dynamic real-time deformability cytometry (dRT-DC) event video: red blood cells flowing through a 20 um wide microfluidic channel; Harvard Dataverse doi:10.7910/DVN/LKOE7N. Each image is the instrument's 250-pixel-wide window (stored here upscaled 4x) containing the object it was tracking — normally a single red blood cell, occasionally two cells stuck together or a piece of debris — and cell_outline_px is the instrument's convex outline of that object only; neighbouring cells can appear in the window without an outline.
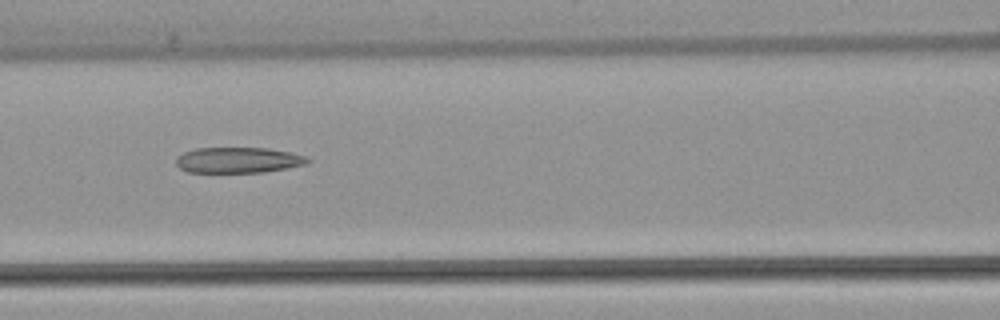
{"species": "common noctule bat (a hibernating species)", "species_latin": "Nyctalus noctula", "temperature_condition": "warm", "stored_images_in_passage": 6, "camera_frame_rate_fps": 3000, "um_per_image_px": 0.085, "animal": {"sex": "female", "body_mass_g": 22.7, "forearm_length_mm": 54.2}, "frame": {"image": 1, "passage_image": 4, "time_ms": 5.333, "image_size_px": [1000, 320], "cell_outline_px": [[312, 160], [308, 164], [288, 168], [264, 172], [188, 172], [180, 168], [176, 164], [176, 156], [184, 152], [196, 148], [268, 148], [292, 152], [308, 156]], "centroid_in_image_um": [20.31, 13.6], "position_along_channel_um": 146.3, "area_um2": 19.94}}
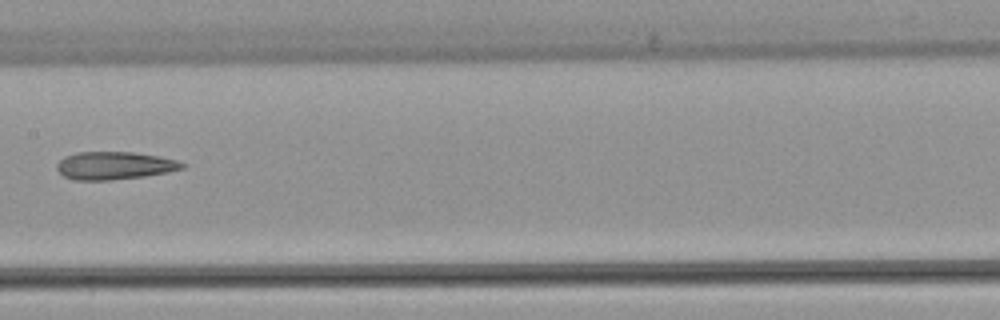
{"frame": {"image": 2, "passage_image": 5, "time_ms": 6.667, "image_size_px": [1000, 320], "cell_outline_px": [[188, 164], [184, 168], [168, 172], [144, 176], [112, 180], [72, 180], [64, 176], [56, 168], [56, 164], [64, 156], [76, 152], [132, 152], [160, 156], [176, 160]], "centroid_in_image_um": [9.73, 14.07], "position_along_channel_um": 197.7, "area_um2": 20.46}}
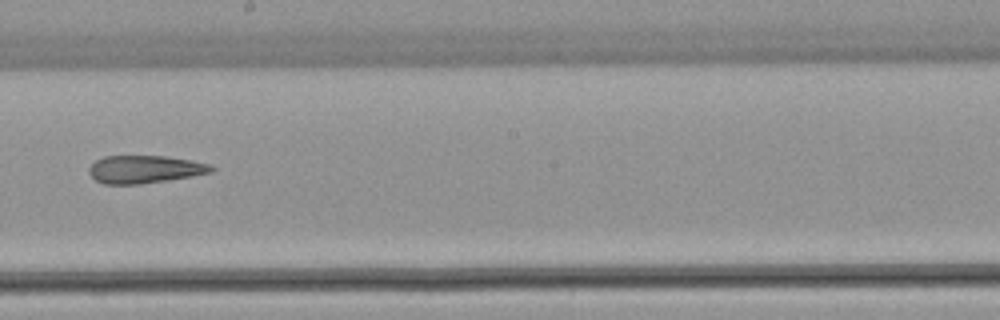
{"frame": {"image": 3, "passage_image": 6, "time_ms": 7.667, "image_size_px": [1000, 320], "cell_outline_px": [[216, 168], [212, 172], [192, 176], [168, 180], [140, 184], [104, 184], [96, 180], [88, 172], [88, 168], [96, 160], [104, 156], [164, 156], [192, 160], [212, 164]], "centroid_in_image_um": [12.33, 14.39], "position_along_channel_um": 235.9, "area_um2": 19.88}}